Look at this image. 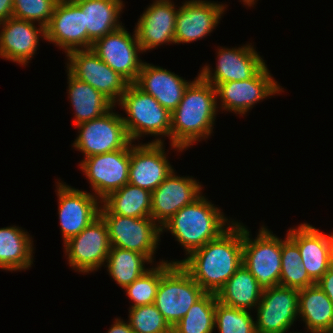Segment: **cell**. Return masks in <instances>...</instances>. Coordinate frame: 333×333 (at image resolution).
Returning <instances> with one entry per match:
<instances>
[{"label":"cell","instance_id":"obj_1","mask_svg":"<svg viewBox=\"0 0 333 333\" xmlns=\"http://www.w3.org/2000/svg\"><path fill=\"white\" fill-rule=\"evenodd\" d=\"M243 225L234 222L219 237L179 263L206 292L217 294L242 265Z\"/></svg>","mask_w":333,"mask_h":333},{"label":"cell","instance_id":"obj_2","mask_svg":"<svg viewBox=\"0 0 333 333\" xmlns=\"http://www.w3.org/2000/svg\"><path fill=\"white\" fill-rule=\"evenodd\" d=\"M216 89L199 75L187 86L171 113L170 145L179 152L206 139L213 132L218 111Z\"/></svg>","mask_w":333,"mask_h":333},{"label":"cell","instance_id":"obj_3","mask_svg":"<svg viewBox=\"0 0 333 333\" xmlns=\"http://www.w3.org/2000/svg\"><path fill=\"white\" fill-rule=\"evenodd\" d=\"M232 223L234 221L230 222L218 207L201 195L167 220L161 226V232L165 229L171 232L188 256L219 237Z\"/></svg>","mask_w":333,"mask_h":333},{"label":"cell","instance_id":"obj_4","mask_svg":"<svg viewBox=\"0 0 333 333\" xmlns=\"http://www.w3.org/2000/svg\"><path fill=\"white\" fill-rule=\"evenodd\" d=\"M118 105L128 115L122 118L131 142L142 134L170 137L171 113L135 83L128 85Z\"/></svg>","mask_w":333,"mask_h":333},{"label":"cell","instance_id":"obj_5","mask_svg":"<svg viewBox=\"0 0 333 333\" xmlns=\"http://www.w3.org/2000/svg\"><path fill=\"white\" fill-rule=\"evenodd\" d=\"M99 215L105 221L111 247L144 254L151 262L159 245L161 227L151 218H133L112 214L104 205Z\"/></svg>","mask_w":333,"mask_h":333},{"label":"cell","instance_id":"obj_6","mask_svg":"<svg viewBox=\"0 0 333 333\" xmlns=\"http://www.w3.org/2000/svg\"><path fill=\"white\" fill-rule=\"evenodd\" d=\"M205 293L179 263H174L162 275L153 304L173 327Z\"/></svg>","mask_w":333,"mask_h":333},{"label":"cell","instance_id":"obj_7","mask_svg":"<svg viewBox=\"0 0 333 333\" xmlns=\"http://www.w3.org/2000/svg\"><path fill=\"white\" fill-rule=\"evenodd\" d=\"M243 226L242 264L264 290L280 285L281 239L263 225L255 239Z\"/></svg>","mask_w":333,"mask_h":333},{"label":"cell","instance_id":"obj_8","mask_svg":"<svg viewBox=\"0 0 333 333\" xmlns=\"http://www.w3.org/2000/svg\"><path fill=\"white\" fill-rule=\"evenodd\" d=\"M68 72L80 81L90 84L114 106L130 84L119 73L102 61L92 49L74 50L66 54Z\"/></svg>","mask_w":333,"mask_h":333},{"label":"cell","instance_id":"obj_9","mask_svg":"<svg viewBox=\"0 0 333 333\" xmlns=\"http://www.w3.org/2000/svg\"><path fill=\"white\" fill-rule=\"evenodd\" d=\"M114 107L102 116L76 126L79 135L72 146L84 153V158L124 149L131 142L123 118L113 112Z\"/></svg>","mask_w":333,"mask_h":333},{"label":"cell","instance_id":"obj_10","mask_svg":"<svg viewBox=\"0 0 333 333\" xmlns=\"http://www.w3.org/2000/svg\"><path fill=\"white\" fill-rule=\"evenodd\" d=\"M100 201L128 183L130 143L113 152L84 158L79 164Z\"/></svg>","mask_w":333,"mask_h":333},{"label":"cell","instance_id":"obj_11","mask_svg":"<svg viewBox=\"0 0 333 333\" xmlns=\"http://www.w3.org/2000/svg\"><path fill=\"white\" fill-rule=\"evenodd\" d=\"M69 266L81 273L98 270L111 248L108 228L99 215L80 234L64 243Z\"/></svg>","mask_w":333,"mask_h":333},{"label":"cell","instance_id":"obj_12","mask_svg":"<svg viewBox=\"0 0 333 333\" xmlns=\"http://www.w3.org/2000/svg\"><path fill=\"white\" fill-rule=\"evenodd\" d=\"M298 303V289L280 285L264 289L261 300L256 306V333H286L289 331L288 329L299 317Z\"/></svg>","mask_w":333,"mask_h":333},{"label":"cell","instance_id":"obj_13","mask_svg":"<svg viewBox=\"0 0 333 333\" xmlns=\"http://www.w3.org/2000/svg\"><path fill=\"white\" fill-rule=\"evenodd\" d=\"M91 49L115 72L129 83H135L139 76L143 61L138 57L142 52L136 31L131 36L122 25L117 30L96 40Z\"/></svg>","mask_w":333,"mask_h":333},{"label":"cell","instance_id":"obj_14","mask_svg":"<svg viewBox=\"0 0 333 333\" xmlns=\"http://www.w3.org/2000/svg\"><path fill=\"white\" fill-rule=\"evenodd\" d=\"M215 89L222 111L225 109L243 116L254 104L281 92L283 88L273 79L265 64L252 78L219 83Z\"/></svg>","mask_w":333,"mask_h":333},{"label":"cell","instance_id":"obj_15","mask_svg":"<svg viewBox=\"0 0 333 333\" xmlns=\"http://www.w3.org/2000/svg\"><path fill=\"white\" fill-rule=\"evenodd\" d=\"M56 188L59 223L65 243L99 216L101 201L92 193L72 188L63 182H58Z\"/></svg>","mask_w":333,"mask_h":333},{"label":"cell","instance_id":"obj_16","mask_svg":"<svg viewBox=\"0 0 333 333\" xmlns=\"http://www.w3.org/2000/svg\"><path fill=\"white\" fill-rule=\"evenodd\" d=\"M162 141L157 138L148 144L138 145L130 142L128 183L152 192L171 173L173 168L166 157Z\"/></svg>","mask_w":333,"mask_h":333},{"label":"cell","instance_id":"obj_17","mask_svg":"<svg viewBox=\"0 0 333 333\" xmlns=\"http://www.w3.org/2000/svg\"><path fill=\"white\" fill-rule=\"evenodd\" d=\"M201 187L193 177L177 176L173 169L151 192V218L161 227L180 209L199 198Z\"/></svg>","mask_w":333,"mask_h":333},{"label":"cell","instance_id":"obj_18","mask_svg":"<svg viewBox=\"0 0 333 333\" xmlns=\"http://www.w3.org/2000/svg\"><path fill=\"white\" fill-rule=\"evenodd\" d=\"M217 52L215 71L212 73L209 65H205L198 74L214 87L219 83L250 79L265 65L264 60L250 44L232 49L222 47Z\"/></svg>","mask_w":333,"mask_h":333},{"label":"cell","instance_id":"obj_19","mask_svg":"<svg viewBox=\"0 0 333 333\" xmlns=\"http://www.w3.org/2000/svg\"><path fill=\"white\" fill-rule=\"evenodd\" d=\"M45 33V40L56 44L65 53L87 49L84 14L73 0L58 1Z\"/></svg>","mask_w":333,"mask_h":333},{"label":"cell","instance_id":"obj_20","mask_svg":"<svg viewBox=\"0 0 333 333\" xmlns=\"http://www.w3.org/2000/svg\"><path fill=\"white\" fill-rule=\"evenodd\" d=\"M182 4L176 16L175 44L190 43L210 34L226 8V4L207 0H188Z\"/></svg>","mask_w":333,"mask_h":333},{"label":"cell","instance_id":"obj_21","mask_svg":"<svg viewBox=\"0 0 333 333\" xmlns=\"http://www.w3.org/2000/svg\"><path fill=\"white\" fill-rule=\"evenodd\" d=\"M171 0H155L140 15L135 27L142 52L157 46L175 43V24L178 9Z\"/></svg>","mask_w":333,"mask_h":333},{"label":"cell","instance_id":"obj_22","mask_svg":"<svg viewBox=\"0 0 333 333\" xmlns=\"http://www.w3.org/2000/svg\"><path fill=\"white\" fill-rule=\"evenodd\" d=\"M0 57L26 65L37 51L39 37L45 40V28L34 22L11 17L0 23ZM41 35V36H39Z\"/></svg>","mask_w":333,"mask_h":333},{"label":"cell","instance_id":"obj_23","mask_svg":"<svg viewBox=\"0 0 333 333\" xmlns=\"http://www.w3.org/2000/svg\"><path fill=\"white\" fill-rule=\"evenodd\" d=\"M191 82L167 69L143 62L135 84L172 113Z\"/></svg>","mask_w":333,"mask_h":333},{"label":"cell","instance_id":"obj_24","mask_svg":"<svg viewBox=\"0 0 333 333\" xmlns=\"http://www.w3.org/2000/svg\"><path fill=\"white\" fill-rule=\"evenodd\" d=\"M287 235L297 244L301 260L309 277L317 283L330 269V234L303 223L298 228H290Z\"/></svg>","mask_w":333,"mask_h":333},{"label":"cell","instance_id":"obj_25","mask_svg":"<svg viewBox=\"0 0 333 333\" xmlns=\"http://www.w3.org/2000/svg\"><path fill=\"white\" fill-rule=\"evenodd\" d=\"M84 14L87 29V49L92 44L122 26L119 16L123 10L122 0H73Z\"/></svg>","mask_w":333,"mask_h":333},{"label":"cell","instance_id":"obj_26","mask_svg":"<svg viewBox=\"0 0 333 333\" xmlns=\"http://www.w3.org/2000/svg\"><path fill=\"white\" fill-rule=\"evenodd\" d=\"M28 232L20 227L0 228V268L21 271L33 263V241Z\"/></svg>","mask_w":333,"mask_h":333},{"label":"cell","instance_id":"obj_27","mask_svg":"<svg viewBox=\"0 0 333 333\" xmlns=\"http://www.w3.org/2000/svg\"><path fill=\"white\" fill-rule=\"evenodd\" d=\"M68 94L74 108V125L98 118L114 105L90 84L80 81L67 71Z\"/></svg>","mask_w":333,"mask_h":333},{"label":"cell","instance_id":"obj_28","mask_svg":"<svg viewBox=\"0 0 333 333\" xmlns=\"http://www.w3.org/2000/svg\"><path fill=\"white\" fill-rule=\"evenodd\" d=\"M263 289L249 270L242 264L216 294L217 300L233 308L255 309Z\"/></svg>","mask_w":333,"mask_h":333},{"label":"cell","instance_id":"obj_29","mask_svg":"<svg viewBox=\"0 0 333 333\" xmlns=\"http://www.w3.org/2000/svg\"><path fill=\"white\" fill-rule=\"evenodd\" d=\"M298 304L307 332L321 333L333 324V303L316 284L299 290Z\"/></svg>","mask_w":333,"mask_h":333},{"label":"cell","instance_id":"obj_30","mask_svg":"<svg viewBox=\"0 0 333 333\" xmlns=\"http://www.w3.org/2000/svg\"><path fill=\"white\" fill-rule=\"evenodd\" d=\"M112 214L126 217H151V192L130 183L101 201Z\"/></svg>","mask_w":333,"mask_h":333},{"label":"cell","instance_id":"obj_31","mask_svg":"<svg viewBox=\"0 0 333 333\" xmlns=\"http://www.w3.org/2000/svg\"><path fill=\"white\" fill-rule=\"evenodd\" d=\"M145 262L152 263L144 254L111 247L106 259V267L113 280L123 289L149 270L144 267Z\"/></svg>","mask_w":333,"mask_h":333},{"label":"cell","instance_id":"obj_32","mask_svg":"<svg viewBox=\"0 0 333 333\" xmlns=\"http://www.w3.org/2000/svg\"><path fill=\"white\" fill-rule=\"evenodd\" d=\"M316 284L304 267L297 244L286 234L281 239L280 286L303 289Z\"/></svg>","mask_w":333,"mask_h":333},{"label":"cell","instance_id":"obj_33","mask_svg":"<svg viewBox=\"0 0 333 333\" xmlns=\"http://www.w3.org/2000/svg\"><path fill=\"white\" fill-rule=\"evenodd\" d=\"M217 301L216 294L205 293L172 327V333H212Z\"/></svg>","mask_w":333,"mask_h":333},{"label":"cell","instance_id":"obj_34","mask_svg":"<svg viewBox=\"0 0 333 333\" xmlns=\"http://www.w3.org/2000/svg\"><path fill=\"white\" fill-rule=\"evenodd\" d=\"M175 263L162 260L159 265L150 268L133 283L126 286V294L134 303L131 308L154 303L162 275Z\"/></svg>","mask_w":333,"mask_h":333},{"label":"cell","instance_id":"obj_35","mask_svg":"<svg viewBox=\"0 0 333 333\" xmlns=\"http://www.w3.org/2000/svg\"><path fill=\"white\" fill-rule=\"evenodd\" d=\"M249 310L216 302L214 328L219 333H256L255 321Z\"/></svg>","mask_w":333,"mask_h":333},{"label":"cell","instance_id":"obj_36","mask_svg":"<svg viewBox=\"0 0 333 333\" xmlns=\"http://www.w3.org/2000/svg\"><path fill=\"white\" fill-rule=\"evenodd\" d=\"M128 317L134 333H172V327L154 304L130 308Z\"/></svg>","mask_w":333,"mask_h":333},{"label":"cell","instance_id":"obj_37","mask_svg":"<svg viewBox=\"0 0 333 333\" xmlns=\"http://www.w3.org/2000/svg\"><path fill=\"white\" fill-rule=\"evenodd\" d=\"M59 0H13V17L47 27Z\"/></svg>","mask_w":333,"mask_h":333},{"label":"cell","instance_id":"obj_38","mask_svg":"<svg viewBox=\"0 0 333 333\" xmlns=\"http://www.w3.org/2000/svg\"><path fill=\"white\" fill-rule=\"evenodd\" d=\"M333 303V270L329 269L316 283Z\"/></svg>","mask_w":333,"mask_h":333},{"label":"cell","instance_id":"obj_39","mask_svg":"<svg viewBox=\"0 0 333 333\" xmlns=\"http://www.w3.org/2000/svg\"><path fill=\"white\" fill-rule=\"evenodd\" d=\"M13 17V0H0V23Z\"/></svg>","mask_w":333,"mask_h":333},{"label":"cell","instance_id":"obj_40","mask_svg":"<svg viewBox=\"0 0 333 333\" xmlns=\"http://www.w3.org/2000/svg\"><path fill=\"white\" fill-rule=\"evenodd\" d=\"M108 333H134V331L131 329L129 322L125 323L122 319L116 318Z\"/></svg>","mask_w":333,"mask_h":333},{"label":"cell","instance_id":"obj_41","mask_svg":"<svg viewBox=\"0 0 333 333\" xmlns=\"http://www.w3.org/2000/svg\"><path fill=\"white\" fill-rule=\"evenodd\" d=\"M329 257H330V269L333 270V233L330 234Z\"/></svg>","mask_w":333,"mask_h":333},{"label":"cell","instance_id":"obj_42","mask_svg":"<svg viewBox=\"0 0 333 333\" xmlns=\"http://www.w3.org/2000/svg\"><path fill=\"white\" fill-rule=\"evenodd\" d=\"M242 1L244 2V5L246 4L247 6H252L256 2V0H242Z\"/></svg>","mask_w":333,"mask_h":333},{"label":"cell","instance_id":"obj_43","mask_svg":"<svg viewBox=\"0 0 333 333\" xmlns=\"http://www.w3.org/2000/svg\"><path fill=\"white\" fill-rule=\"evenodd\" d=\"M321 333H333V324L328 329L324 330Z\"/></svg>","mask_w":333,"mask_h":333}]
</instances>
